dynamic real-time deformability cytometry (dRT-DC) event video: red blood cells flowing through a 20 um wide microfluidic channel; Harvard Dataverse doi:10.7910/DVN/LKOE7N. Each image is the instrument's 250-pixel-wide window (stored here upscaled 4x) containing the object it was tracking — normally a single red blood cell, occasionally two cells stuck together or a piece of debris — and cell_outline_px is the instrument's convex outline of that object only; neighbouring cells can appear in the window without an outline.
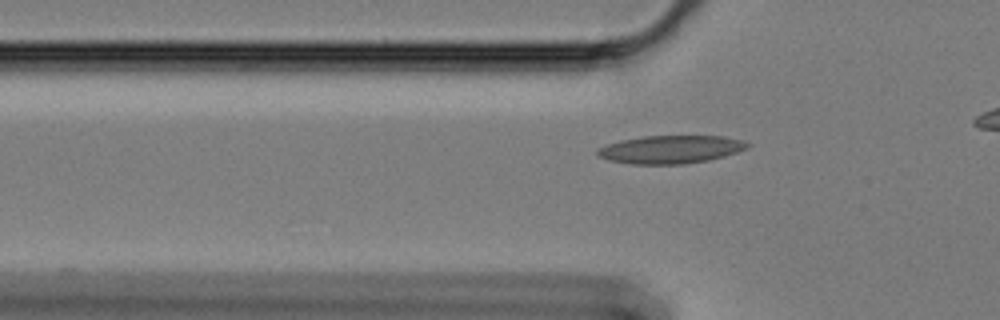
{"species": "Egyptian fruit bat (a non-hibernating species)", "species_latin": "Rousettus aegyptiacus", "temperature_condition": "cold", "stored_images_in_passage": 41, "camera_frame_rate_fps": 3000, "um_per_image_px": 0.085, "animal": {"sex": "female"}, "frame": {"image": 1, "passage_image": 11, "time_ms": 3.333, "image_size_px": [1000, 320], "cell_outline_px": [[752, 144], [748, 148], [724, 156], [708, 160], [684, 164], [632, 164], [608, 160], [596, 156], [596, 148], [620, 140], [644, 136], [724, 136], [744, 140]], "centroid_in_image_um": [56.99, 12.7], "position_along_channel_um": 68.8, "area_um2": 24.68}}
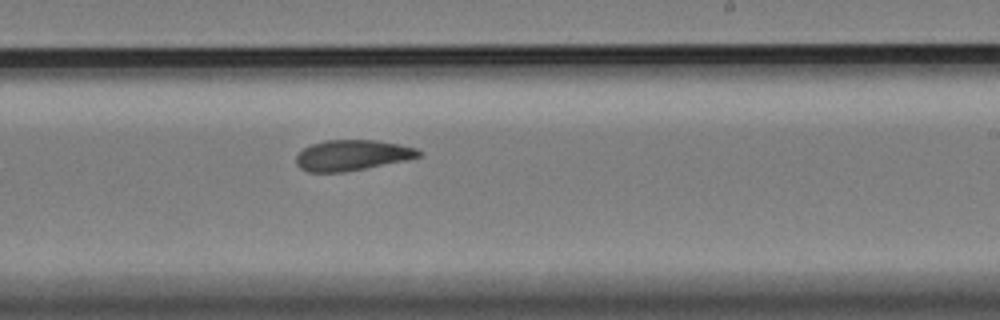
{"frame": {"image": 2, "passage_image": 28, "time_ms": 9.0, "image_size_px": [1000, 320], "cell_outline_px": [[424, 156], [344, 172], [308, 172], [300, 168], [296, 164], [296, 156], [304, 148], [312, 144], [324, 140], [376, 140], [400, 144], [416, 148], [424, 152]], "centroid_in_image_um": [29.95, 13.19], "position_along_channel_um": 259.1, "area_um2": 21.85}}
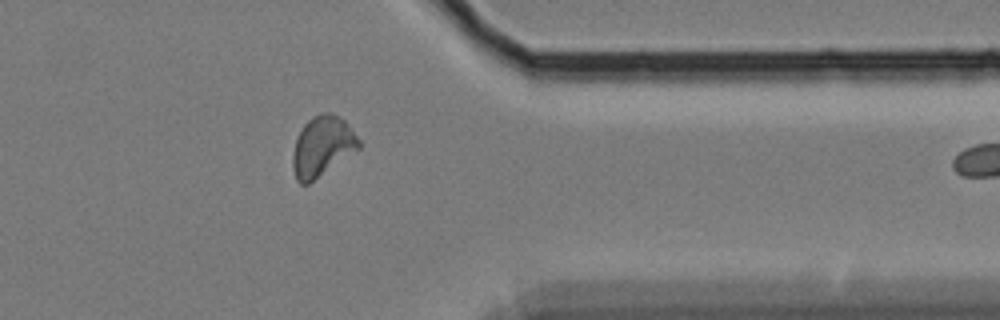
{"frame": {"image": 3, "passage_image": 40, "time_ms": 13.0, "image_size_px": [1000, 320], "cell_outline_px": [[360, 148], [308, 184], [300, 184], [296, 180], [292, 168], [292, 156], [296, 140], [304, 124], [312, 116], [320, 112], [332, 112], [344, 120], [348, 124], [360, 140]], "centroid_in_image_um": [27.39, 12.43], "position_along_channel_um": 384.0, "area_um2": 23.12}}